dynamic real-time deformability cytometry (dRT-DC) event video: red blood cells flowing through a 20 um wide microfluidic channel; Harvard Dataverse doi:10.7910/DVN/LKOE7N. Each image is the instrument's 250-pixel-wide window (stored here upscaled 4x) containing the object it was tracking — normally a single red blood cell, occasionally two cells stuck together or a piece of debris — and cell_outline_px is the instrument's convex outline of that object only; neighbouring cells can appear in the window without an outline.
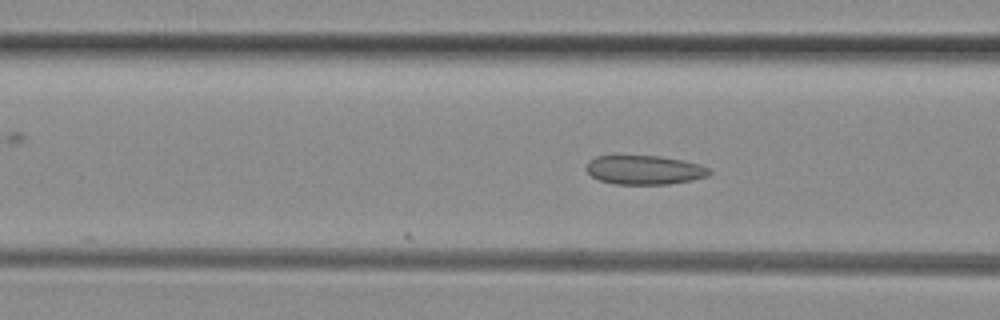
{"species": "common noctule bat (a hibernating species)", "species_latin": "Nyctalus noctula", "temperature_condition": "room temperature", "stored_images_in_passage": 18, "camera_frame_rate_fps": 3000, "um_per_image_px": 0.085, "animal": {"sex": "female", "body_mass_g": 29.2, "forearm_length_mm": 56.3}, "frame": {"image": 1, "passage_image": 18, "time_ms": 5.667, "image_size_px": [1000, 320], "cell_outline_px": [[712, 172], [708, 176], [692, 180], [668, 184], [616, 184], [600, 180], [592, 176], [584, 168], [588, 160], [596, 156], [612, 152], [616, 152], [660, 156], [684, 160], [700, 164], [708, 168]], "centroid_in_image_um": [54.7, 14.38], "position_along_channel_um": 111.9, "area_um2": 21.91}}